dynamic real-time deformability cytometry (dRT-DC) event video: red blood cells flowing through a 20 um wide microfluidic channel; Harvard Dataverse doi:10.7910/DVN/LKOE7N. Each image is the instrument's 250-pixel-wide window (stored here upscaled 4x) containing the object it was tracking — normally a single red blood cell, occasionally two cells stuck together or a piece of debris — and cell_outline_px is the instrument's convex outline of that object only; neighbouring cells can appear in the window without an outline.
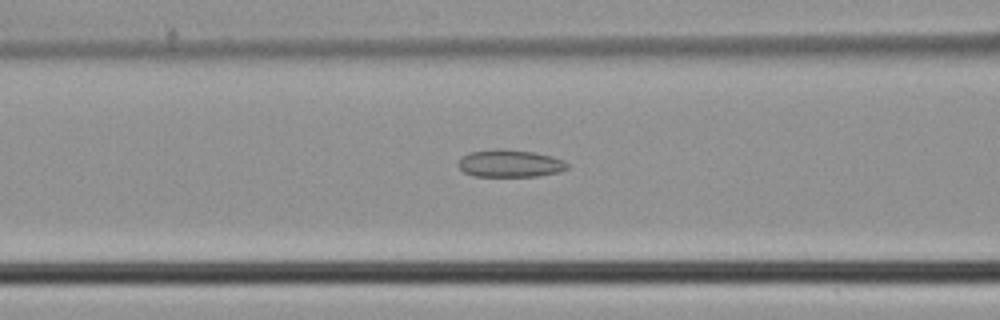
{"species": "common noctule bat (a hibernating species)", "species_latin": "Nyctalus noctula", "temperature_condition": "cold", "stored_images_in_passage": 46, "camera_frame_rate_fps": 3000, "um_per_image_px": 0.085, "animal": {"sex": "male", "body_mass_g": 21.5, "forearm_length_mm": 52.0}, "frame": {"image": 1, "passage_image": 19, "time_ms": 6.0, "image_size_px": [1000, 320], "cell_outline_px": [[568, 168], [560, 172], [536, 176], [472, 176], [464, 172], [456, 164], [468, 152], [496, 148], [504, 148], [532, 152], [552, 156], [564, 160], [568, 164]], "centroid_in_image_um": [43.34, 13.88], "position_along_channel_um": 123.3, "area_um2": 17.57}}
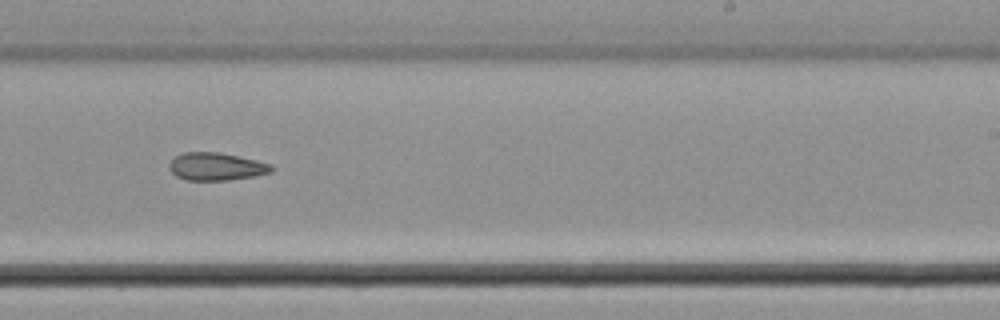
{"frame": {"image": 2, "passage_image": 29, "time_ms": 9.333, "image_size_px": [1000, 320], "cell_outline_px": [[272, 172], [252, 176], [228, 180], [188, 180], [176, 176], [168, 168], [168, 164], [176, 156], [184, 152], [220, 152], [240, 156], [272, 164]], "centroid_in_image_um": [18.37, 14.15], "position_along_channel_um": 270.6, "area_um2": 16.47}}
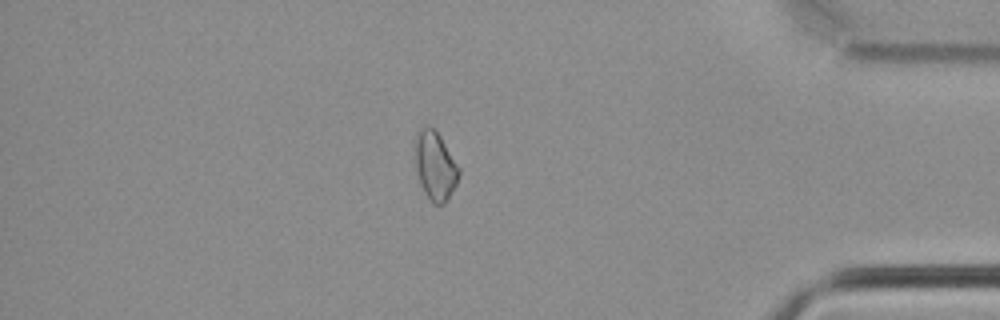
{"frame": {"image": 3, "passage_image": 40, "time_ms": 13.0, "image_size_px": [1000, 320], "cell_outline_px": [[460, 172], [456, 184], [444, 204], [432, 204], [424, 192], [416, 168], [416, 136], [420, 128], [428, 124], [440, 136], [460, 168]], "centroid_in_image_um": [37.0, 14.1], "position_along_channel_um": 398.2, "area_um2": 17.17}}